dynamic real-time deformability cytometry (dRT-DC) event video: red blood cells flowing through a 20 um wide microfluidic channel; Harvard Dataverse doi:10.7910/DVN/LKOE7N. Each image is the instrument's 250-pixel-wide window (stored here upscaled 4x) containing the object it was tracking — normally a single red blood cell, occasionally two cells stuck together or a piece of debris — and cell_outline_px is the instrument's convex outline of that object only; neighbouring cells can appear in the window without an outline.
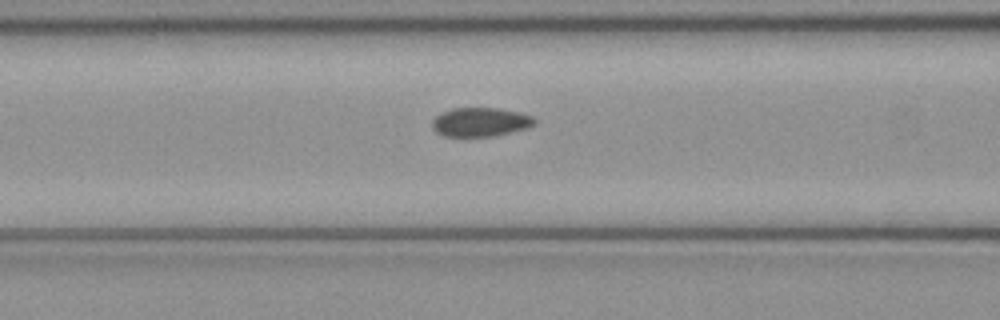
{"species": "common noctule bat (a hibernating species)", "species_latin": "Nyctalus noctula", "temperature_condition": "cold", "stored_images_in_passage": 51, "camera_frame_rate_fps": 3000, "um_per_image_px": 0.085, "animal": {"sex": "female", "body_mass_g": 21.9}, "frame": {"image": 1, "passage_image": 21, "time_ms": 6.667, "image_size_px": [1000, 320], "cell_outline_px": [[536, 124], [528, 128], [512, 132], [492, 136], [444, 136], [436, 132], [432, 128], [432, 120], [436, 116], [452, 108], [496, 108], [520, 112], [532, 116], [536, 120]], "centroid_in_image_um": [40.86, 10.37], "position_along_channel_um": 125.7, "area_um2": 17.28}}
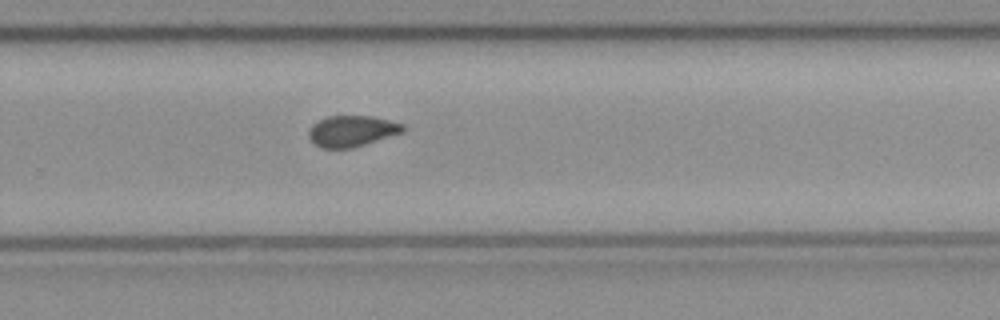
{"frame": {"image": 2, "passage_image": 34, "time_ms": 11.0, "image_size_px": [1000, 320], "cell_outline_px": [[404, 132], [352, 148], [320, 148], [308, 136], [308, 132], [312, 124], [328, 116], [372, 116], [404, 124]], "centroid_in_image_um": [29.91, 11.14], "position_along_channel_um": 299.9, "area_um2": 16.94}}
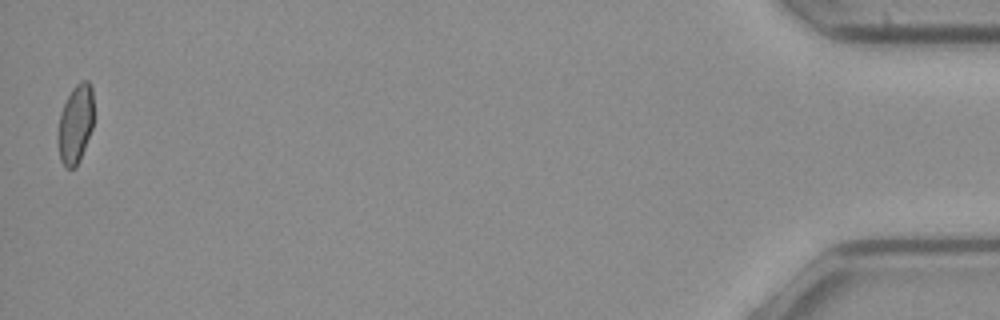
{"frame": {"image": 3, "passage_image": 51, "time_ms": 16.667, "image_size_px": [1000, 320], "cell_outline_px": [[92, 128], [80, 160], [76, 168], [64, 168], [60, 160], [56, 140], [56, 136], [60, 112], [72, 88], [80, 80], [88, 80], [92, 88]], "centroid_in_image_um": [6.37, 10.58], "position_along_channel_um": 428.8, "area_um2": 16.7}, "authors_computed_cell_mechanics": {"area_um2": 17.629, "velocity_mm_per_s": 4.0179, "shape_relaxation_time_tau1_ms": null, "shape_relaxation_time_tau2_ms": 5.2595, "deformation_change_tau1": null, "deformation_change_tau2": 0.0518}}